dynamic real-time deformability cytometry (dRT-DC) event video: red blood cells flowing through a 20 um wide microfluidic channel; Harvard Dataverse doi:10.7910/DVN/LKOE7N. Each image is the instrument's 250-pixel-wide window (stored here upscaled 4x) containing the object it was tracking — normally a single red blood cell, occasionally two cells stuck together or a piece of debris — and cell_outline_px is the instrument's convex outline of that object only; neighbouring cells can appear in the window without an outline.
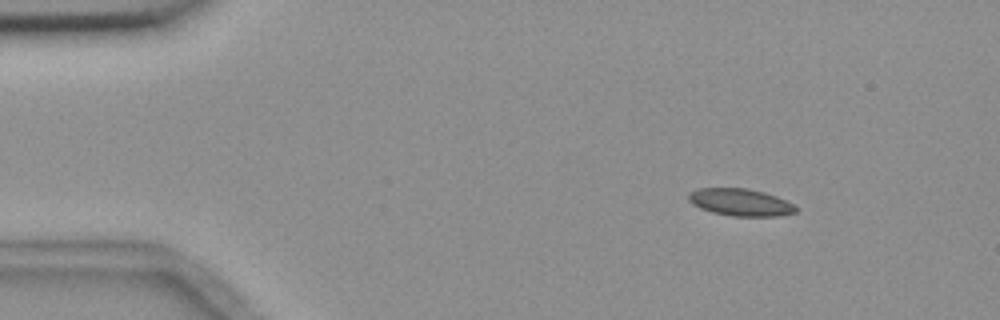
{"species": "common noctule bat (a hibernating species)", "species_latin": "Nyctalus noctula", "temperature_condition": "room temperature", "stored_images_in_passage": 12, "camera_frame_rate_fps": 3000, "um_per_image_px": 0.085, "animal": {"sex": "female", "body_mass_g": 18.4}, "frame": {"image": 1, "passage_image": 2, "time_ms": 1.667, "image_size_px": [1000, 320], "cell_outline_px": [[796, 212], [776, 216], [732, 216], [712, 212], [700, 208], [692, 204], [688, 200], [688, 192], [696, 188], [748, 188], [764, 192], [776, 196], [792, 204], [796, 208]], "centroid_in_image_um": [62.87, 17.18], "position_along_channel_um": 22.1, "area_um2": 16.99}}
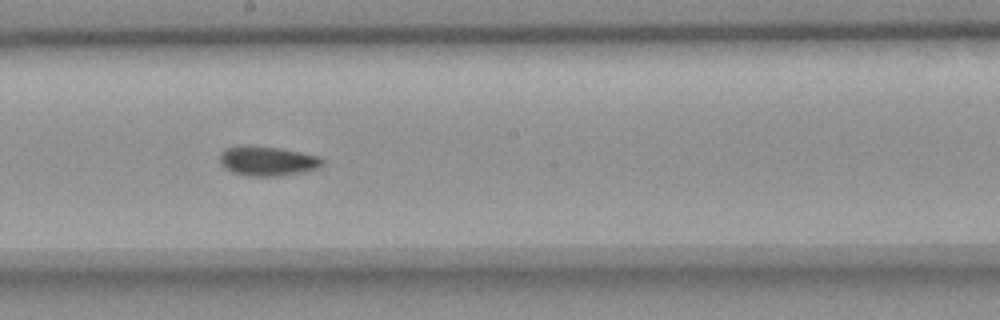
{"frame": {"image": 2, "passage_image": 8, "time_ms": 9.333, "image_size_px": [1000, 320], "cell_outline_px": [[324, 164], [320, 168], [300, 172], [276, 176], [248, 176], [232, 172], [224, 168], [220, 160], [220, 152], [224, 148], [244, 144], [248, 144], [280, 148], [320, 156], [324, 160]], "centroid_in_image_um": [22.72, 13.66], "position_along_channel_um": 225.5, "area_um2": 17.98}}
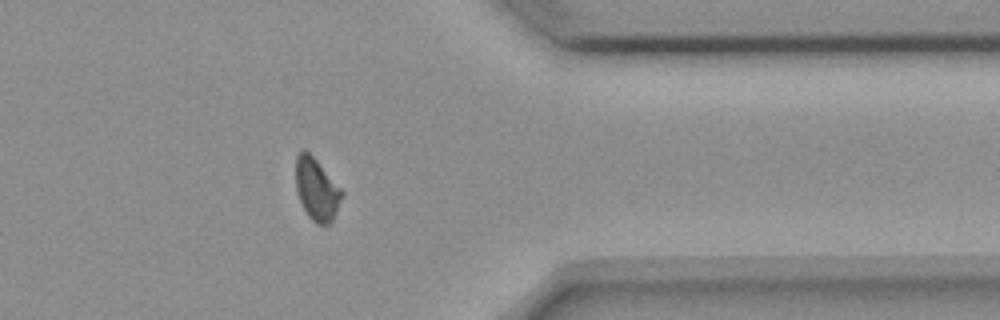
{"frame": {"image": 3, "passage_image": 12, "time_ms": 14.0, "image_size_px": [1000, 320], "cell_outline_px": [[344, 196], [332, 220], [328, 224], [316, 224], [308, 216], [300, 200], [296, 188], [296, 156], [304, 148], [316, 160], [344, 192]], "centroid_in_image_um": [26.92, 16.1], "position_along_channel_um": 384.5, "area_um2": 16.47}, "authors_computed_cell_mechanics": {"area_um2": 16.9932, "velocity_mm_per_s": 3.6859, "shape_relaxation_time_tau1_ms": 4.4522, "shape_relaxation_time_tau2_ms": 1.8725, "deformation_change_tau1": 0.1042, "deformation_change_tau2": 0.0554}}